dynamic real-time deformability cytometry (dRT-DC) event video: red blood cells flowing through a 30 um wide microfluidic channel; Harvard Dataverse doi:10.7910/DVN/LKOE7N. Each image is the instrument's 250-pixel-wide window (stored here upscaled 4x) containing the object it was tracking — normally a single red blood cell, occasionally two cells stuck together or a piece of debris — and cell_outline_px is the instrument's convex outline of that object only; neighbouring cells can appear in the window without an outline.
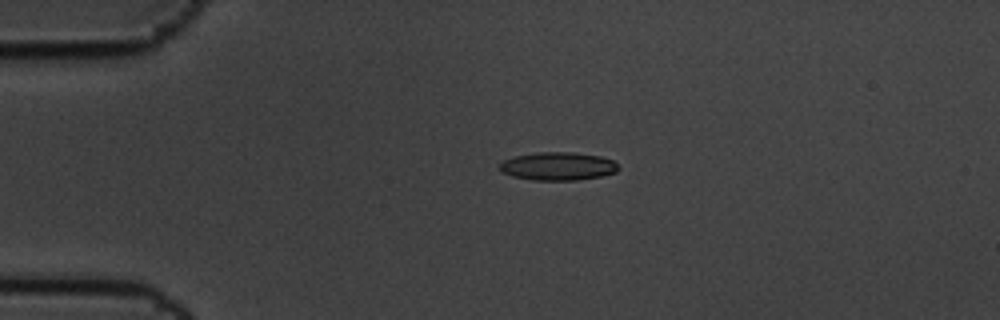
{"species": "common noctule bat (a hibernating species)", "species_latin": "Nyctalus noctula", "temperature_condition": "cold", "stored_images_in_passage": 15, "camera_frame_rate_fps": 3000, "um_per_image_px": 0.085, "animal": {"sex": "male", "body_mass_g": 19.5, "forearm_length_mm": 54.6}, "frame": {"image": 1, "passage_image": 4, "time_ms": 1.0, "image_size_px": [1000, 320], "cell_outline_px": [[620, 168], [616, 172], [600, 176], [576, 180], [532, 180], [512, 176], [500, 172], [500, 164], [504, 160], [512, 156], [536, 152], [572, 152], [600, 156], [612, 160]], "centroid_in_image_um": [47.39, 14.12], "position_along_channel_um": 37.6, "area_um2": 19.54}}
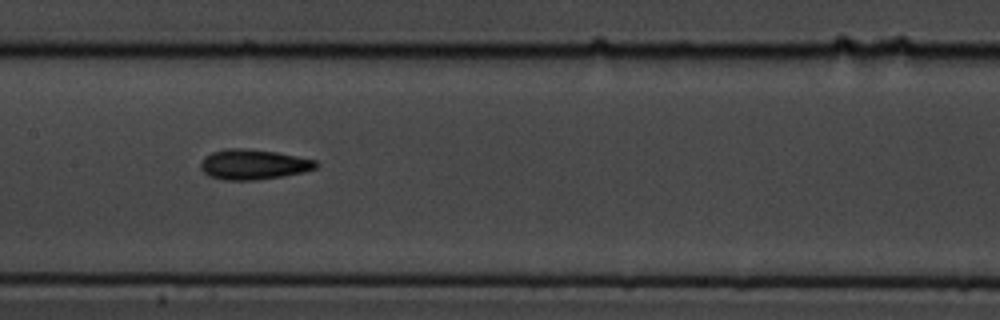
{"frame": {"image": 2, "passage_image": 8, "time_ms": 2.333, "image_size_px": [1000, 320], "cell_outline_px": [[320, 164], [316, 168], [304, 172], [284, 176], [256, 180], [224, 180], [208, 176], [200, 168], [200, 160], [204, 156], [212, 152], [224, 148], [244, 148], [276, 152], [316, 160]], "centroid_in_image_um": [21.52, 13.98], "position_along_channel_um": 185.9, "area_um2": 20.52}}
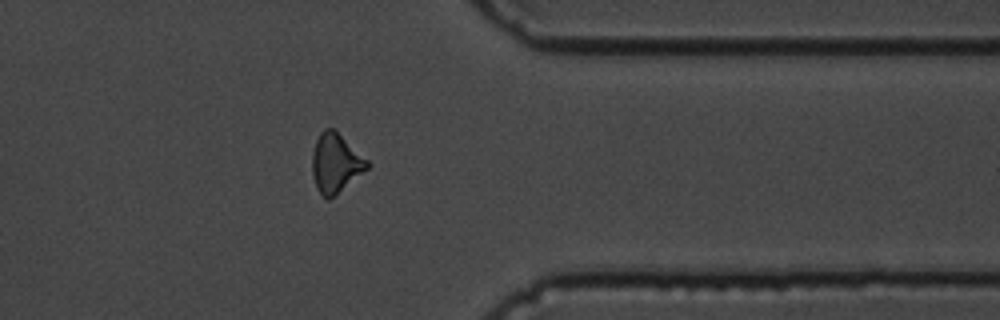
{"frame": {"image": 3, "passage_image": 13, "time_ms": 4.0, "image_size_px": [1000, 320], "cell_outline_px": [[372, 164], [368, 168], [328, 200], [316, 188], [312, 172], [312, 152], [316, 140], [320, 132], [324, 128], [336, 128]], "centroid_in_image_um": [28.53, 13.8], "position_along_channel_um": 382.9, "area_um2": 19.02}}